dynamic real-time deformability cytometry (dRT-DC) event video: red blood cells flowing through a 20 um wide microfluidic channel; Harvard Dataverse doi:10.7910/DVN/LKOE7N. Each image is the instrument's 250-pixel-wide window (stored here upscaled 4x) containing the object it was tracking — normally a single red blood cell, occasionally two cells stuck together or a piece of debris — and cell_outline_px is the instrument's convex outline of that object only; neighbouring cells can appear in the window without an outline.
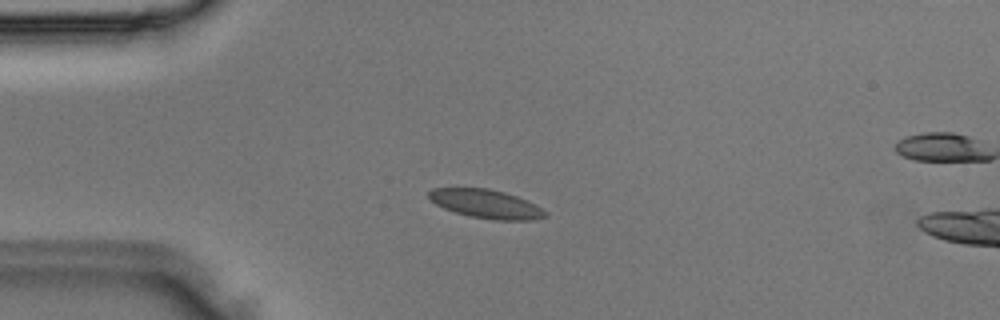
{"species": "Egyptian fruit bat (a non-hibernating species)", "species_latin": "Rousettus aegyptiacus", "temperature_condition": "room temperature", "stored_images_in_passage": 3, "camera_frame_rate_fps": 3000, "um_per_image_px": 0.085, "animal": {"sex": "male"}, "frame": {"image": 1, "passage_image": 2, "time_ms": 0.333, "image_size_px": [1000, 320], "cell_outline_px": [[548, 216], [536, 220], [492, 220], [468, 216], [444, 208], [436, 204], [428, 196], [428, 192], [432, 188], [488, 188], [504, 192], [528, 200], [536, 204], [548, 212]], "centroid_in_image_um": [41.37, 17.34], "position_along_channel_um": 43.6, "area_um2": 19.65}}